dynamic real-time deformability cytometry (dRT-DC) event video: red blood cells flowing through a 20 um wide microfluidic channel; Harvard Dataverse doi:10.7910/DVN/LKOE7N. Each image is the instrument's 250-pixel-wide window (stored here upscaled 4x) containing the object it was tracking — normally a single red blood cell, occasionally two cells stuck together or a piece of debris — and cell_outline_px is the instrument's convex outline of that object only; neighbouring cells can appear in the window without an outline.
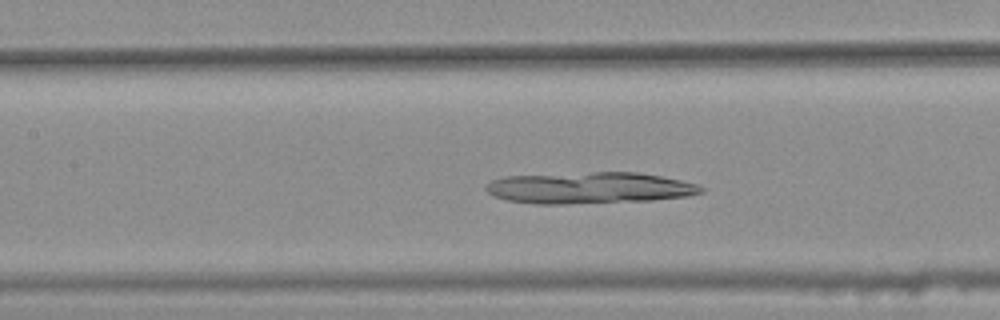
{"species": "common noctule bat (a hibernating species)", "species_latin": "Nyctalus noctula", "temperature_condition": "warm", "stored_images_in_passage": 43, "camera_frame_rate_fps": 3000, "um_per_image_px": 0.085, "animal": {"sex": "female", "body_mass_g": 25.1}, "frame": {"image": 1, "passage_image": 23, "time_ms": 7.333, "image_size_px": [1000, 320], "cell_outline_px": [[704, 192], [688, 196], [652, 200], [564, 204], [536, 204], [508, 200], [496, 196], [488, 192], [484, 188], [492, 180], [504, 176], [592, 172], [636, 172], [660, 176], [680, 180], [696, 184], [704, 188]], "centroid_in_image_um": [50.11, 15.97], "position_along_channel_um": 157.3, "area_um2": 39.3}}
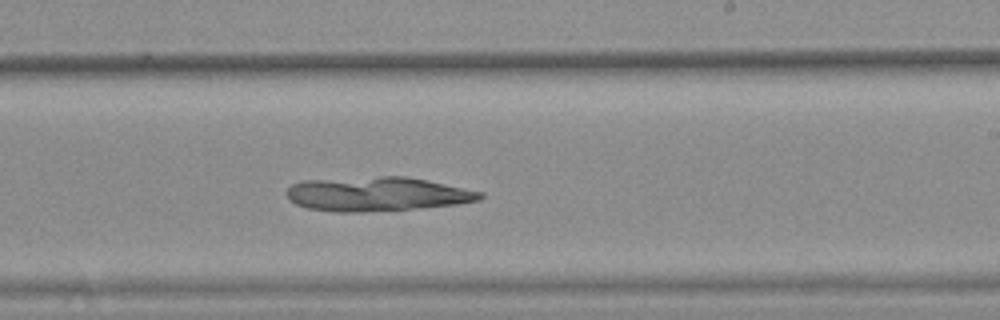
{"frame": {"image": 2, "passage_image": 31, "time_ms": 10.0, "image_size_px": [1000, 320], "cell_outline_px": [[484, 196], [480, 200], [456, 204], [412, 208], [364, 212], [336, 212], [308, 208], [296, 204], [288, 200], [288, 188], [292, 184], [304, 180], [380, 176], [404, 176], [428, 180], [484, 192]], "centroid_in_image_um": [32.06, 16.48], "position_along_channel_um": 256.9, "area_um2": 38.44}}
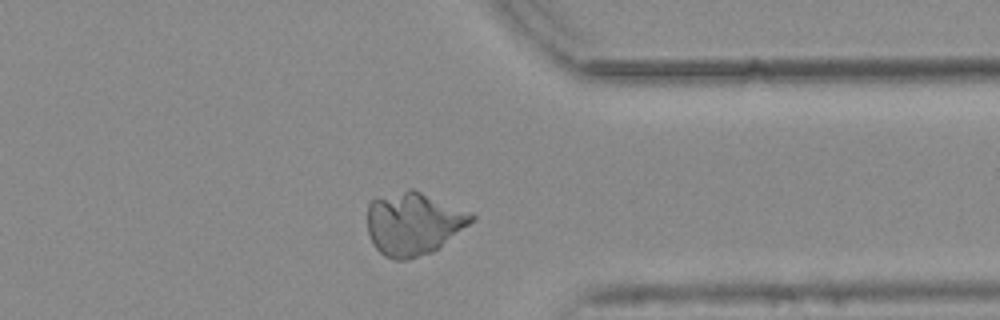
{"frame": {"image": 3, "passage_image": 41, "time_ms": 13.333, "image_size_px": [1000, 320], "cell_outline_px": [[476, 216], [468, 224], [440, 248], [432, 252], [408, 260], [392, 260], [384, 256], [372, 244], [368, 232], [368, 204], [376, 196], [412, 188], [472, 212]], "centroid_in_image_um": [35.12, 19.0], "position_along_channel_um": 376.3, "area_um2": 38.44}}